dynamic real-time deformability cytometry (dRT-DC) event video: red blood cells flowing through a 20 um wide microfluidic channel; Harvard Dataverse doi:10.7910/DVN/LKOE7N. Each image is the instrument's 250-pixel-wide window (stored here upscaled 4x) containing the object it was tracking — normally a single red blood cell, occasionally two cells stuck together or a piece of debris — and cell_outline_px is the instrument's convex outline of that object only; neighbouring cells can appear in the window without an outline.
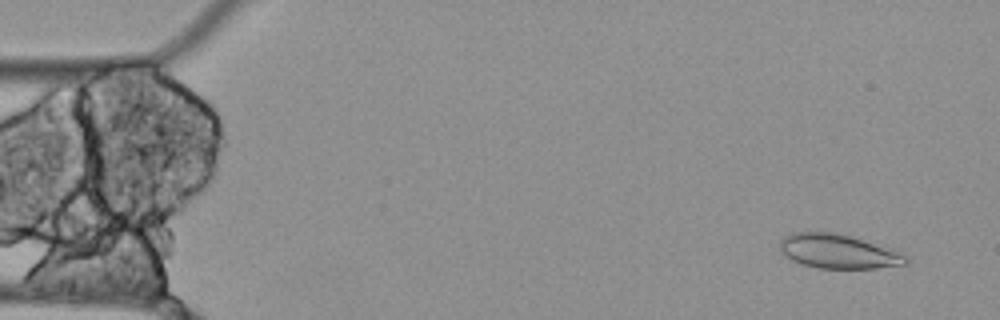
{"species": "Egyptian fruit bat (a non-hibernating species)", "species_latin": "Rousettus aegyptiacus", "temperature_condition": "cold", "stored_images_in_passage": 57, "camera_frame_rate_fps": 3000, "um_per_image_px": 0.085, "animal": {"sex": "female"}, "frame": {"image": 1, "passage_image": 4, "time_ms": 1.0, "image_size_px": [1000, 320], "cell_outline_px": [[908, 260], [904, 264], [876, 268], [816, 268], [800, 264], [784, 256], [780, 252], [780, 240], [784, 236], [792, 232], [836, 232], [852, 236], [896, 248]], "centroid_in_image_um": [71.23, 21.35], "position_along_channel_um": 13.8, "area_um2": 25.55}}
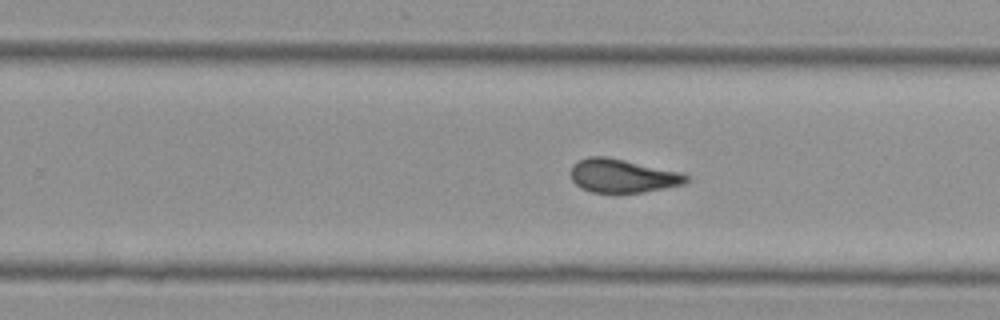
{"frame": {"image": 2, "passage_image": 35, "time_ms": 11.333, "image_size_px": [1000, 320], "cell_outline_px": [[692, 180], [684, 184], [644, 192], [592, 192], [580, 188], [572, 180], [568, 172], [572, 164], [588, 156], [604, 156], [624, 160], [680, 172], [688, 176]], "centroid_in_image_um": [52.88, 14.94], "position_along_channel_um": 276.9, "area_um2": 22.6}}
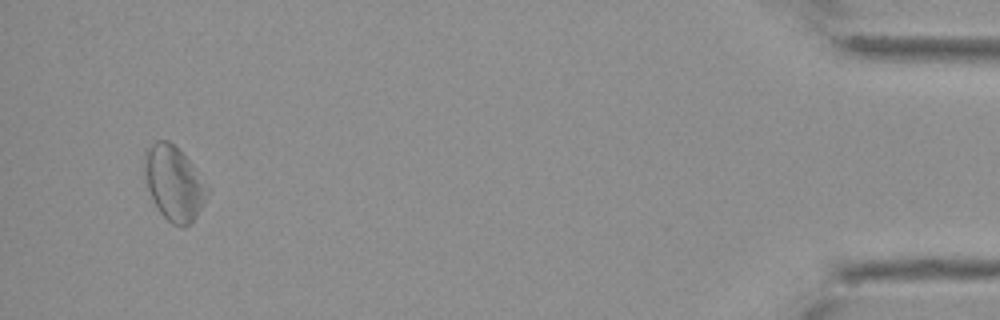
{"frame": {"image": 3, "passage_image": 54, "time_ms": 17.667, "image_size_px": [1000, 320], "cell_outline_px": [[208, 192], [196, 216], [184, 228], [180, 228], [172, 224], [160, 212], [152, 200], [144, 180], [144, 152], [156, 140], [168, 140], [192, 164], [208, 184]], "centroid_in_image_um": [14.75, 15.58], "position_along_channel_um": 420.4, "area_um2": 27.11}}